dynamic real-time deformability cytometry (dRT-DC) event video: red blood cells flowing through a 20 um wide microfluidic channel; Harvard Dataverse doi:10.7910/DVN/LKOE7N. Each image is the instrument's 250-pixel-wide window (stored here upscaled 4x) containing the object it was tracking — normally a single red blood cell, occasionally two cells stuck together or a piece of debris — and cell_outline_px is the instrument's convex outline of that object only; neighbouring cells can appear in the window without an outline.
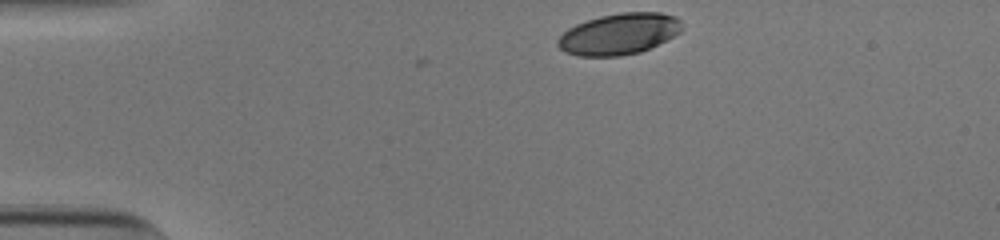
{"species": "human", "species_latin": "Homo sapiens", "temperature_condition": "cold", "stored_images_in_passage": 34, "camera_frame_rate_fps": 3000, "um_per_image_px": 0.085, "donor": {"sex": "male"}, "frame": {"image": 1, "passage_image": 1, "time_ms": 0.0, "image_size_px": [1000, 240], "cell_outline_px": [[684, 28], [680, 32], [640, 52], [620, 56], [580, 56], [564, 52], [556, 44], [556, 40], [568, 28], [576, 24], [600, 16], [620, 12], [660, 12], [676, 16], [680, 20]], "centroid_in_image_um": [52.6, 2.88], "position_along_channel_um": 32.4, "area_um2": 29.77}}
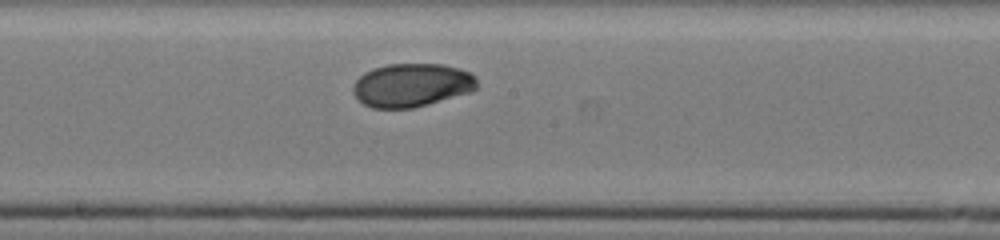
{"frame": {"image": 2, "passage_image": 20, "time_ms": 6.333, "image_size_px": [1000, 240], "cell_outline_px": [[476, 88], [472, 92], [428, 104], [412, 108], [372, 108], [364, 104], [352, 92], [352, 84], [364, 72], [372, 68], [388, 64], [444, 64], [460, 68], [472, 72], [476, 76]], "centroid_in_image_um": [35.01, 7.22], "position_along_channel_um": 213.2, "area_um2": 31.67}}
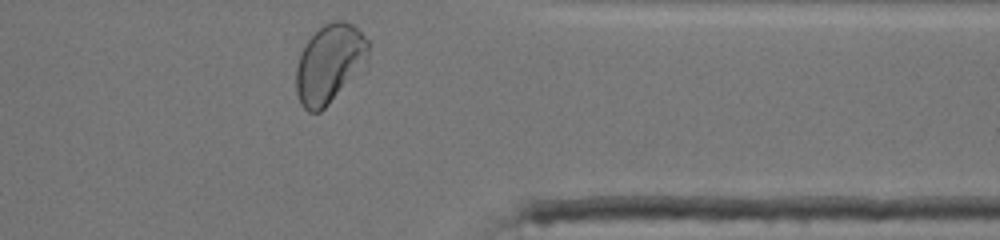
{"frame": {"image": 3, "passage_image": 34, "time_ms": 11.0, "image_size_px": [1000, 240], "cell_outline_px": [[368, 64], [364, 72], [320, 112], [308, 112], [304, 108], [296, 92], [296, 68], [300, 52], [308, 40], [324, 24], [332, 20], [344, 20], [352, 24], [368, 40]], "centroid_in_image_um": [28.06, 5.43], "position_along_channel_um": 383.3, "area_um2": 33.81}, "authors_computed_cell_mechanics": {"area_um2": 31.0675, "velocity_mm_per_s": 3.8117, "shape_relaxation_time_tau1_ms": 5.1955, "shape_relaxation_time_tau2_ms": 0.9932, "deformation_change_tau1": 0.1401, "deformation_change_tau2": 0.0294}}